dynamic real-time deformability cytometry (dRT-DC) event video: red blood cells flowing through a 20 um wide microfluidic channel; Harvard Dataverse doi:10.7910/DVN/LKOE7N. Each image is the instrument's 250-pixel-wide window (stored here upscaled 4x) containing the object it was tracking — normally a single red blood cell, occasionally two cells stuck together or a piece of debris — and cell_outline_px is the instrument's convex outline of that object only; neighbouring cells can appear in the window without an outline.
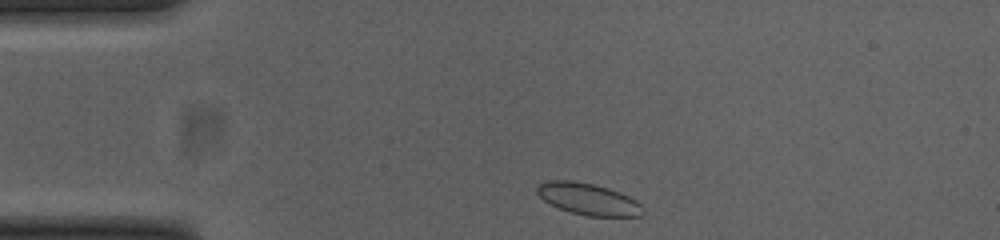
{"species": "common noctule bat (a hibernating species)", "species_latin": "Nyctalus noctula", "temperature_condition": "cold", "stored_images_in_passage": 35, "camera_frame_rate_fps": 3000, "um_per_image_px": 0.085, "animal": {"sex": "female", "body_mass_g": 23.0, "forearm_length_mm": 53.4}, "frame": {"image": 1, "passage_image": 1, "time_ms": 0.0, "image_size_px": [1000, 240], "cell_outline_px": [[644, 212], [640, 216], [588, 216], [572, 212], [560, 208], [544, 200], [536, 192], [536, 188], [544, 180], [572, 180], [592, 184], [608, 188], [620, 192], [636, 200], [644, 208]], "centroid_in_image_um": [50.01, 16.91], "position_along_channel_um": 35.0, "area_um2": 19.42}}
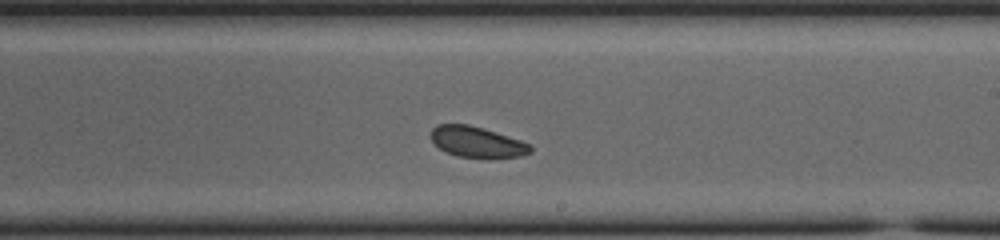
{"frame": {"image": 2, "passage_image": 21, "time_ms": 6.667, "image_size_px": [1000, 240], "cell_outline_px": [[532, 152], [520, 156], [488, 160], [456, 156], [444, 152], [432, 140], [432, 128], [436, 124], [468, 124], [484, 128], [532, 144]], "centroid_in_image_um": [40.58, 12.1], "position_along_channel_um": 248.4, "area_um2": 18.38}}
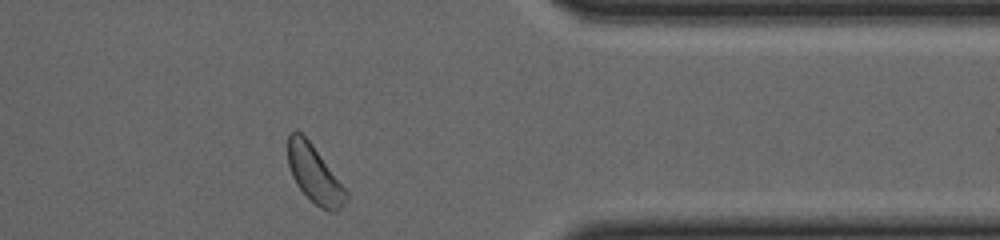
{"frame": {"image": 3, "passage_image": 33, "time_ms": 10.667, "image_size_px": [1000, 240], "cell_outline_px": [[348, 200], [336, 212], [328, 212], [320, 208], [296, 184], [292, 176], [288, 164], [288, 132], [300, 132], [312, 144], [348, 192]], "centroid_in_image_um": [26.74, 14.83], "position_along_channel_um": 384.7, "area_um2": 19.25}, "authors_computed_cell_mechanics": {"area_um2": 18.4382, "velocity_mm_per_s": 3.8015, "shape_relaxation_time_tau1_ms": null, "shape_relaxation_time_tau2_ms": 1.5535, "deformation_change_tau1": null, "deformation_change_tau2": 0.063}}